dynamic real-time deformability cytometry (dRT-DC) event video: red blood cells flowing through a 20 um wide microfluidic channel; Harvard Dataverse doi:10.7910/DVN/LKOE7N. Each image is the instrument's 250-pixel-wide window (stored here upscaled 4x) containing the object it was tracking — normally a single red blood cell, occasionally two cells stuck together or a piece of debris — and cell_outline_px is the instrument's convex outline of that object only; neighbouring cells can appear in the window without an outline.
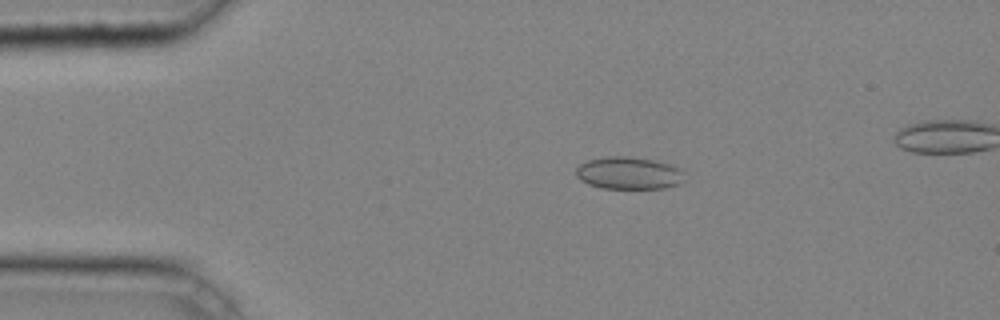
{"species": "common noctule bat (a hibernating species)", "species_latin": "Nyctalus noctula", "temperature_condition": "cold", "stored_images_in_passage": 44, "camera_frame_rate_fps": 3000, "um_per_image_px": 0.085, "animal": {"sex": "male", "body_mass_g": 20.4}, "frame": {"image": 1, "passage_image": 8, "time_ms": 2.333, "image_size_px": [1000, 320], "cell_outline_px": [[684, 172], [680, 184], [664, 188], [600, 188], [588, 184], [580, 180], [576, 176], [576, 168], [580, 164], [588, 160], [608, 156], [628, 156], [652, 160], [672, 164], [684, 168]], "centroid_in_image_um": [53.46, 14.71], "position_along_channel_um": 31.5, "area_um2": 20.63}}
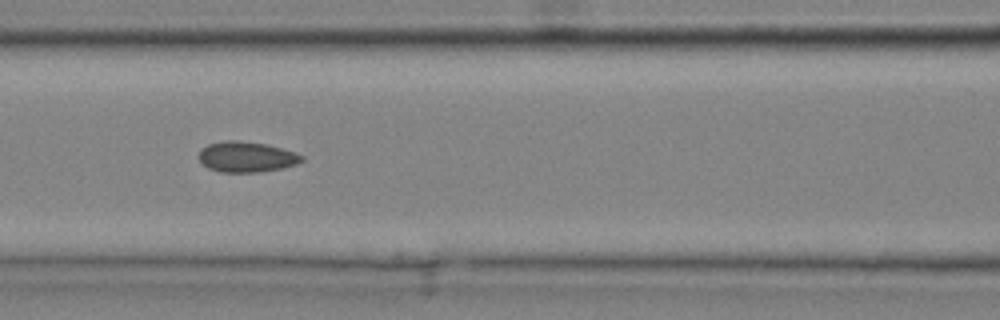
{"frame": {"image": 2, "passage_image": 19, "time_ms": 6.0, "image_size_px": [1000, 320], "cell_outline_px": [[304, 160], [296, 164], [280, 168], [260, 172], [220, 172], [208, 168], [196, 156], [200, 148], [208, 144], [224, 140], [240, 140], [268, 144], [304, 156]], "centroid_in_image_um": [20.89, 13.32], "position_along_channel_um": 145.7, "area_um2": 18.44}}
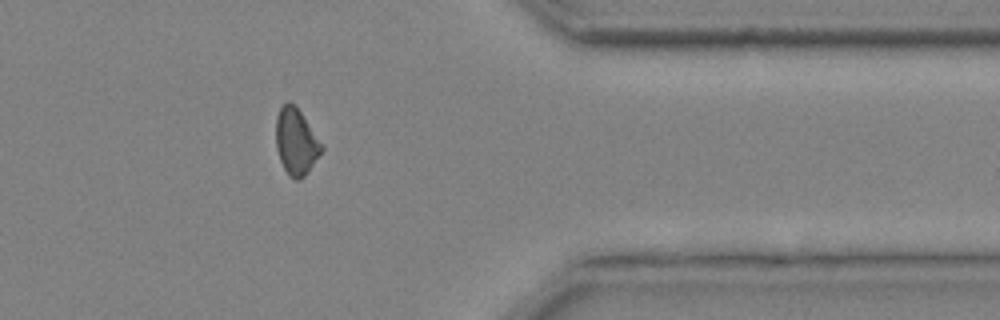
{"frame": {"image": 3, "passage_image": 37, "time_ms": 12.0, "image_size_px": [1000, 320], "cell_outline_px": [[324, 148], [308, 172], [300, 180], [296, 180], [288, 176], [280, 160], [276, 148], [276, 116], [280, 108], [288, 100], [296, 104], [324, 144]], "centroid_in_image_um": [25.18, 12.02], "position_along_channel_um": 386.2, "area_um2": 18.09}, "authors_computed_cell_mechanics": {"area_um2": 18.1492, "velocity_mm_per_s": 4.2791, "shape_relaxation_time_tau1_ms": 5.0805, "shape_relaxation_time_tau2_ms": 3.1887, "deformation_change_tau1": 0.0639, "deformation_change_tau2": 0.0871}}